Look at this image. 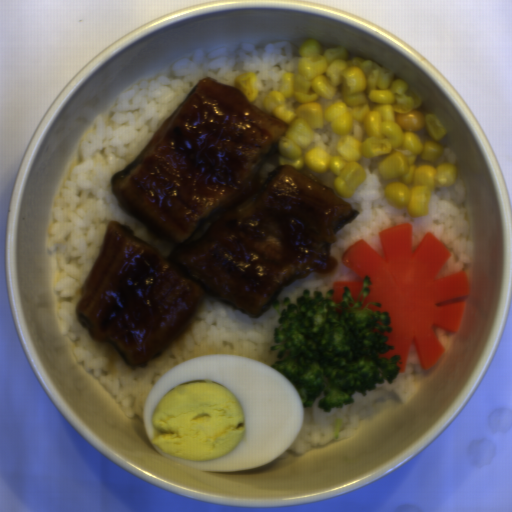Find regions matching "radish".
Returning <instances> with one entry per match:
<instances>
[{"mask_svg": "<svg viewBox=\"0 0 512 512\" xmlns=\"http://www.w3.org/2000/svg\"><path fill=\"white\" fill-rule=\"evenodd\" d=\"M381 253L365 241L358 240L342 253L344 266L358 275L360 281H338L331 291L336 303L342 301L348 288L354 301L369 277V293L361 308L387 312L391 332H385L386 343L394 348L378 357L398 356V373L406 372L414 346L421 368L437 364L446 350L436 329L449 333L459 331L470 295L469 277L461 271L439 278L452 255L432 232H427L413 248L412 226L402 223L379 233Z\"/></svg>", "mask_w": 512, "mask_h": 512, "instance_id": "radish-1", "label": "radish"}]
</instances>
